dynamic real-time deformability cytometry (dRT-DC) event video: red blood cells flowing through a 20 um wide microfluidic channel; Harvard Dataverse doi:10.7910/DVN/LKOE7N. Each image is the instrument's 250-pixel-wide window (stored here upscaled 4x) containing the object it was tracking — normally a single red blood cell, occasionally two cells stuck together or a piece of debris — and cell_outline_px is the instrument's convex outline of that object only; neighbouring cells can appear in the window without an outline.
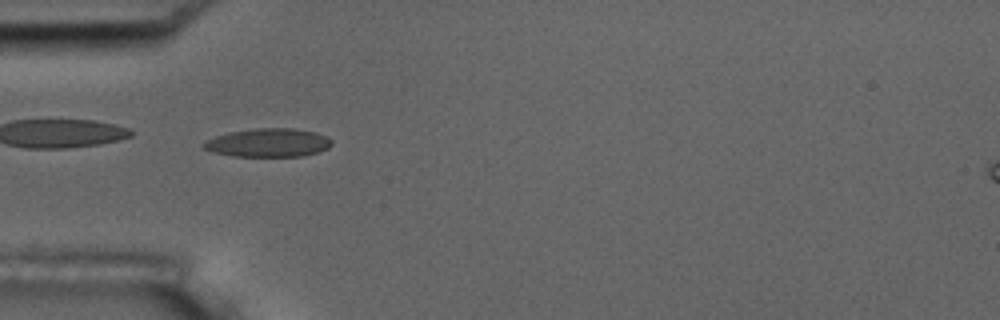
{"species": "common noctule bat (a hibernating species)", "species_latin": "Nyctalus noctula", "temperature_condition": "room temperature", "stored_images_in_passage": 10, "camera_frame_rate_fps": 3000, "um_per_image_px": 0.085, "animal": {"sex": "male", "body_mass_g": 17.5, "forearm_length_mm": 52.3}, "frame": {"image": 1, "passage_image": 5, "time_ms": 4.667, "image_size_px": [1000, 320], "cell_outline_px": [[332, 144], [328, 148], [316, 152], [300, 156], [232, 156], [212, 152], [204, 148], [200, 144], [216, 136], [228, 132], [256, 128], [292, 128], [316, 132], [328, 136], [332, 140]], "centroid_in_image_um": [22.8, 12.12], "position_along_channel_um": 62.2, "area_um2": 21.27}}
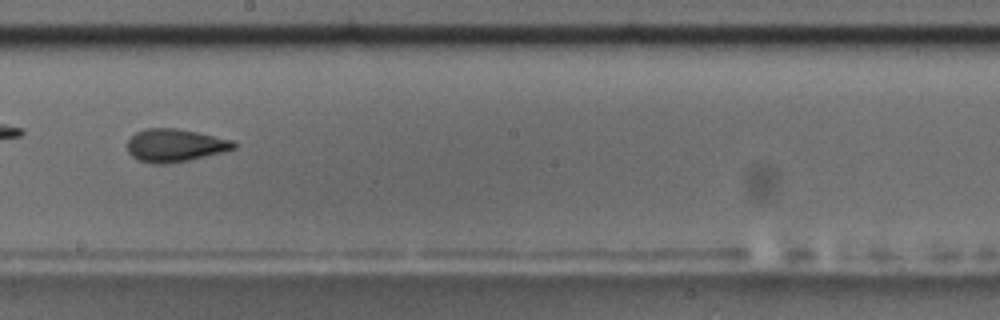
{"frame": {"image": 2, "passage_image": 9, "time_ms": 9.333, "image_size_px": [1000, 320], "cell_outline_px": [[236, 148], [224, 152], [188, 160], [164, 164], [152, 164], [136, 160], [128, 152], [128, 140], [136, 132], [144, 128], [176, 128], [196, 132], [232, 140], [236, 144]], "centroid_in_image_um": [14.85, 12.36], "position_along_channel_um": 233.4, "area_um2": 20.4}}